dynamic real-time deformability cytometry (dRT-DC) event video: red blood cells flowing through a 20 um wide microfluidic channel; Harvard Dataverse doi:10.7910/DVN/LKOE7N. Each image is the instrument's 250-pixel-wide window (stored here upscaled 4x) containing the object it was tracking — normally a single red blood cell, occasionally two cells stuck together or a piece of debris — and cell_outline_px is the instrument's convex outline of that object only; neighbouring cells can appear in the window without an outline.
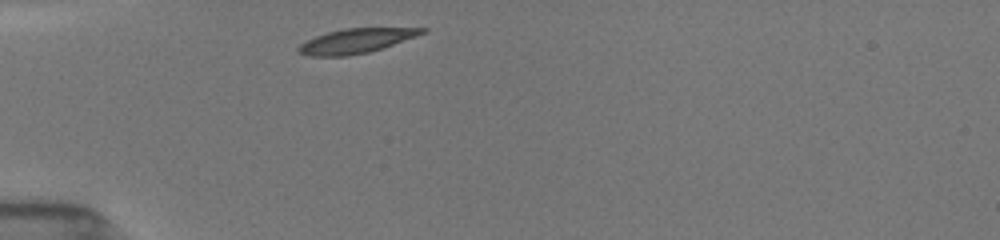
{"species": "common noctule bat (a hibernating species)", "species_latin": "Nyctalus noctula", "temperature_condition": "room temperature", "stored_images_in_passage": 13, "camera_frame_rate_fps": 3000, "um_per_image_px": 0.085, "animal": {"sex": "female", "body_mass_g": 19.5, "forearm_length_mm": 54.1}, "frame": {"image": 1, "passage_image": 1, "time_ms": 0.0, "image_size_px": [1000, 240], "cell_outline_px": [[428, 32], [368, 52], [348, 56], [308, 56], [296, 52], [296, 48], [300, 44], [316, 36], [328, 32], [344, 28], [428, 28]], "centroid_in_image_um": [30.22, 3.48], "position_along_channel_um": 54.8, "area_um2": 17.51}}
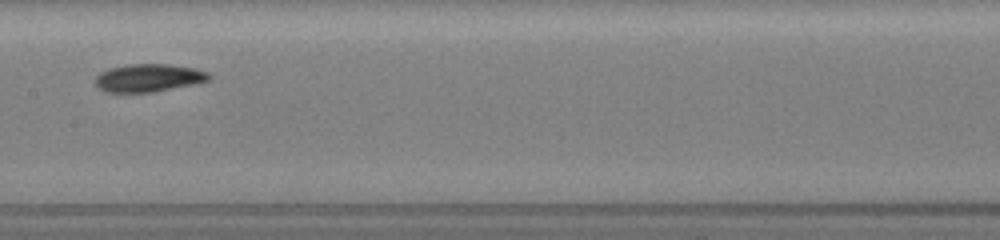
{"frame": {"image": 2, "passage_image": 5, "time_ms": 1.333, "image_size_px": [1000, 240], "cell_outline_px": [[212, 76], [208, 80], [196, 84], [152, 92], [104, 92], [96, 84], [96, 76], [100, 72], [108, 68], [128, 64], [168, 64], [196, 68], [208, 72]], "centroid_in_image_um": [12.65, 6.61], "position_along_channel_um": 194.8, "area_um2": 18.55}}
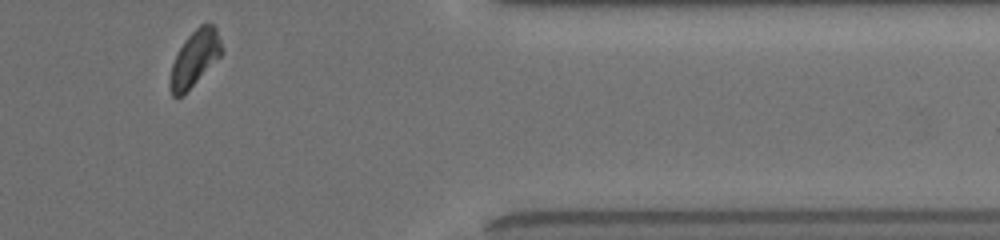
{"frame": {"image": 3, "passage_image": 12, "time_ms": 3.667, "image_size_px": [1000, 240], "cell_outline_px": [[224, 52], [180, 96], [172, 96], [168, 84], [168, 80], [172, 64], [180, 48], [188, 36], [204, 20], [216, 24], [224, 48]], "centroid_in_image_um": [16.58, 4.86], "position_along_channel_um": 394.8, "area_um2": 16.7}}